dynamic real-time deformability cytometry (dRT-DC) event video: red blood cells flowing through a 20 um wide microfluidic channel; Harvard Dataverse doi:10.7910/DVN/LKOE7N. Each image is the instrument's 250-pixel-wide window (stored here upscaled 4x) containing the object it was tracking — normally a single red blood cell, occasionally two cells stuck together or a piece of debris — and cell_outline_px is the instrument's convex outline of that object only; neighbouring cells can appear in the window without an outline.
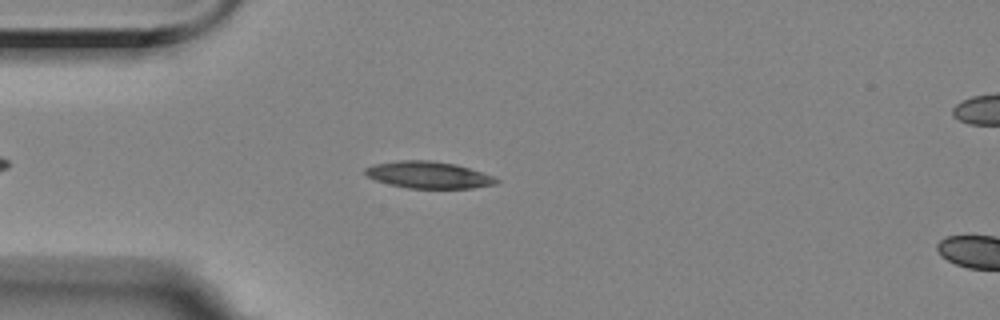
{"species": "Egyptian fruit bat (a non-hibernating species)", "species_latin": "Rousettus aegyptiacus", "temperature_condition": "room temperature", "stored_images_in_passage": 21, "camera_frame_rate_fps": 3000, "um_per_image_px": 0.085, "animal": {"sex": "female"}, "frame": {"image": 1, "passage_image": 11, "time_ms": 3.333, "image_size_px": [1000, 320], "cell_outline_px": [[500, 180], [496, 184], [472, 188], [408, 188], [376, 180], [368, 176], [364, 172], [364, 168], [372, 164], [400, 160], [428, 160], [456, 164], [492, 176]], "centroid_in_image_um": [36.4, 14.86], "position_along_channel_um": 48.6, "area_um2": 20.29}}
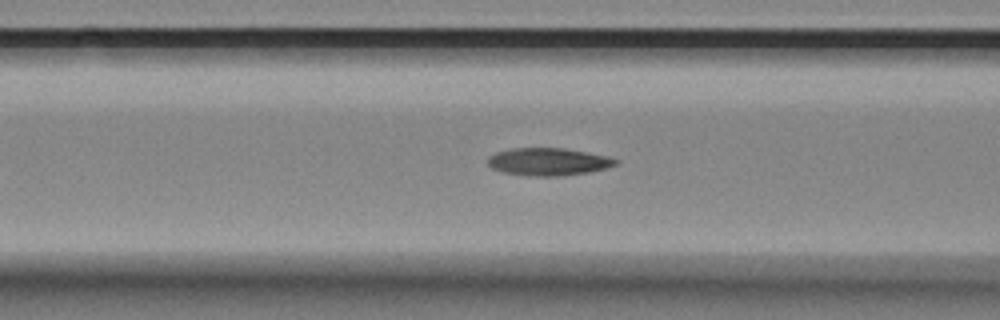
{"frame": {"image": 2, "passage_image": 18, "time_ms": 5.667, "image_size_px": [1000, 320], "cell_outline_px": [[620, 160], [616, 164], [604, 168], [588, 172], [560, 176], [528, 176], [504, 172], [492, 168], [488, 164], [488, 156], [496, 152], [512, 148], [564, 148], [588, 152], [608, 156]], "centroid_in_image_um": [46.6, 13.74], "position_along_channel_um": 120.0, "area_um2": 20.52}}
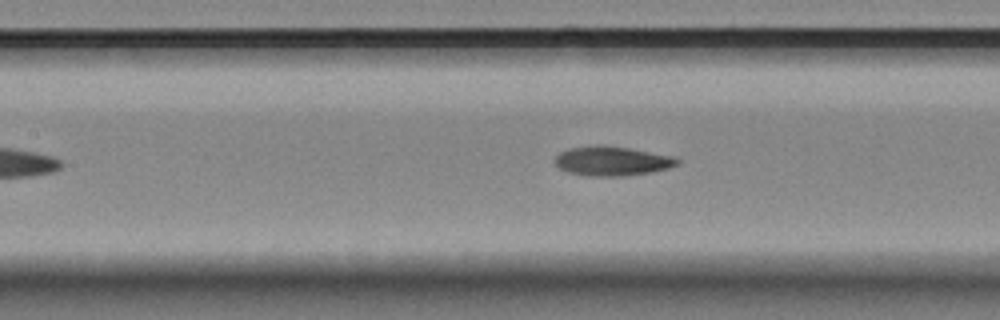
{"frame": {"image": 3, "passage_image": 21, "time_ms": 6.667, "image_size_px": [1000, 320], "cell_outline_px": [[680, 164], [668, 168], [652, 172], [624, 176], [592, 176], [568, 172], [560, 168], [556, 164], [556, 156], [560, 152], [568, 148], [596, 144], [628, 148], [672, 156], [680, 160]], "centroid_in_image_um": [52.03, 13.68], "position_along_channel_um": 155.4, "area_um2": 20.87}}